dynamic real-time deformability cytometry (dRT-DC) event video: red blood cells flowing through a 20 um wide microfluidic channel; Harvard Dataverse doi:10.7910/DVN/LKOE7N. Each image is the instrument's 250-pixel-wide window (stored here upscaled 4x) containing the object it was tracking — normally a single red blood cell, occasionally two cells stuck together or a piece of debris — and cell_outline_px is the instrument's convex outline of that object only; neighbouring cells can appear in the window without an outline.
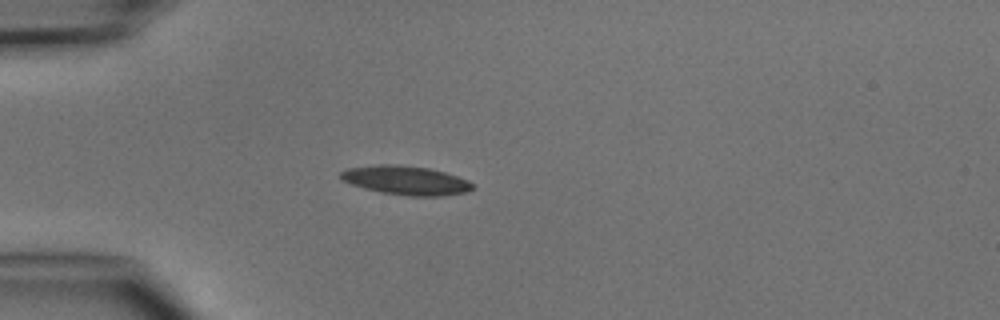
{"species": "common noctule bat (a hibernating species)", "species_latin": "Nyctalus noctula", "temperature_condition": "cold", "stored_images_in_passage": 5, "camera_frame_rate_fps": 3000, "um_per_image_px": 0.085, "animal": {"sex": "male", "body_mass_g": 15.6}, "frame": {"image": 1, "passage_image": 3, "time_ms": 2.667, "image_size_px": [1000, 320], "cell_outline_px": [[476, 188], [468, 192], [440, 196], [408, 196], [380, 192], [364, 188], [340, 180], [340, 172], [348, 168], [376, 164], [400, 164], [428, 168], [444, 172], [468, 180]], "centroid_in_image_um": [34.49, 15.33], "position_along_channel_um": 50.5, "area_um2": 22.43}}